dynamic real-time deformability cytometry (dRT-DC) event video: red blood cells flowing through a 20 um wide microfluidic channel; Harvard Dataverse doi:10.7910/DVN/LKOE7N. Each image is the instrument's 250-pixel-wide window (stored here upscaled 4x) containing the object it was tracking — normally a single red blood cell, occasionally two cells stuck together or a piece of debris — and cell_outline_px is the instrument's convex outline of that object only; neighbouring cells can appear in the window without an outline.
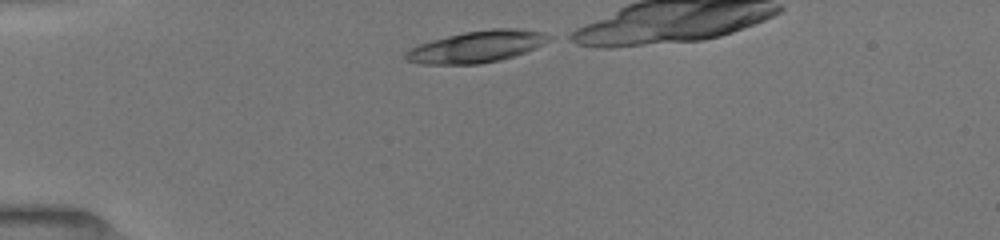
{"species": "common noctule bat (a hibernating species)", "species_latin": "Nyctalus noctula", "temperature_condition": "room temperature", "stored_images_in_passage": 11, "camera_frame_rate_fps": 3000, "um_per_image_px": 0.085, "animal": {"sex": "female", "body_mass_g": 19.5, "forearm_length_mm": 54.1}, "frame": {"image": 1, "passage_image": 1, "time_ms": 0.0, "image_size_px": [1000, 240], "cell_outline_px": [[552, 40], [536, 48], [500, 60], [480, 64], [420, 64], [404, 60], [404, 52], [420, 44], [432, 40], [464, 32], [492, 28], [516, 28], [544, 32], [552, 36]], "centroid_in_image_um": [40.55, 3.96], "position_along_channel_um": 44.4, "area_um2": 26.53}}
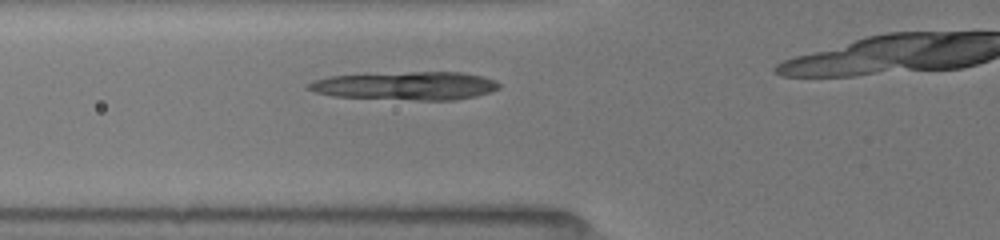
{"frame": {"image": 2, "passage_image": 7, "time_ms": 2.0, "image_size_px": [1000, 240], "cell_outline_px": [[500, 88], [492, 92], [476, 96], [456, 100], [416, 100], [332, 96], [316, 92], [308, 88], [308, 84], [312, 80], [328, 76], [368, 72], [460, 72], [480, 76], [496, 80], [500, 84]], "centroid_in_image_um": [34.47, 7.27], "position_along_channel_um": 91.3, "area_um2": 31.96}}
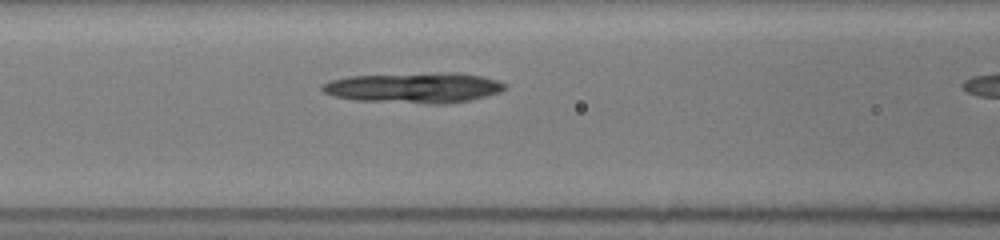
{"frame": {"image": 3, "passage_image": 10, "time_ms": 3.0, "image_size_px": [1000, 240], "cell_outline_px": [[504, 88], [500, 92], [468, 100], [448, 104], [428, 104], [356, 100], [332, 96], [324, 92], [320, 88], [320, 84], [332, 80], [348, 76], [436, 72], [456, 72], [484, 76], [500, 80], [504, 84]], "centroid_in_image_um": [35.19, 7.45], "position_along_channel_um": 131.4, "area_um2": 32.71}}